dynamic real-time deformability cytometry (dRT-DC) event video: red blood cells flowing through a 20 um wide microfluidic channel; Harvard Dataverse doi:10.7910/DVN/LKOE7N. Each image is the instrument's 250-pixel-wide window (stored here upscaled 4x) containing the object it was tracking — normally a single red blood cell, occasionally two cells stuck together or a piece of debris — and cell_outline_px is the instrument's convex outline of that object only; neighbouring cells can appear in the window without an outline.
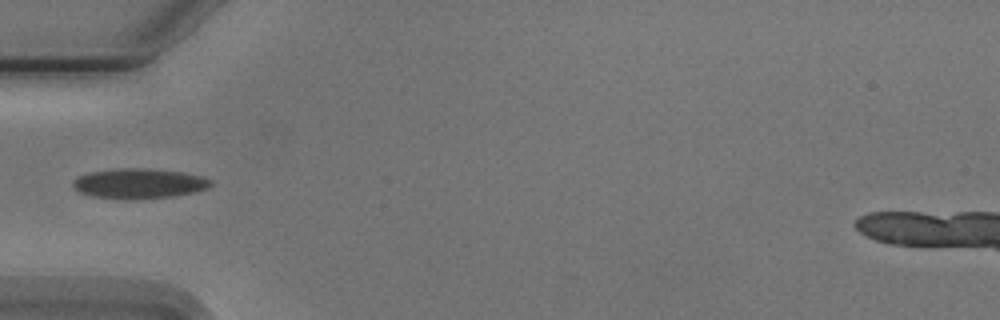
{"species": "Egyptian fruit bat (a non-hibernating species)", "species_latin": "Rousettus aegyptiacus", "temperature_condition": "cold", "stored_images_in_passage": 1, "camera_frame_rate_fps": 3000, "um_per_image_px": 0.085, "animal": {"sex": "male"}, "frame": {"image": 1, "passage_image": 1, "time_ms": 0.0, "image_size_px": [1000, 320], "cell_outline_px": [[212, 184], [208, 188], [196, 192], [172, 196], [136, 200], [128, 200], [92, 196], [80, 192], [72, 184], [72, 180], [76, 176], [88, 172], [116, 168], [148, 168], [184, 172], [200, 176], [212, 180]], "centroid_in_image_um": [11.8, 15.59], "position_along_channel_um": 73.2, "area_um2": 24.51}}